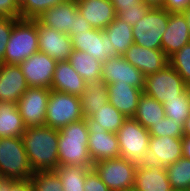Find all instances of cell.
I'll return each mask as SVG.
<instances>
[{
	"instance_id": "obj_30",
	"label": "cell",
	"mask_w": 190,
	"mask_h": 191,
	"mask_svg": "<svg viewBox=\"0 0 190 191\" xmlns=\"http://www.w3.org/2000/svg\"><path fill=\"white\" fill-rule=\"evenodd\" d=\"M92 166L62 165L54 171L62 182L63 191H84L85 177Z\"/></svg>"
},
{
	"instance_id": "obj_45",
	"label": "cell",
	"mask_w": 190,
	"mask_h": 191,
	"mask_svg": "<svg viewBox=\"0 0 190 191\" xmlns=\"http://www.w3.org/2000/svg\"><path fill=\"white\" fill-rule=\"evenodd\" d=\"M139 2H141V0H112L115 12H117L120 8L133 7L134 4Z\"/></svg>"
},
{
	"instance_id": "obj_35",
	"label": "cell",
	"mask_w": 190,
	"mask_h": 191,
	"mask_svg": "<svg viewBox=\"0 0 190 191\" xmlns=\"http://www.w3.org/2000/svg\"><path fill=\"white\" fill-rule=\"evenodd\" d=\"M169 64L190 87V42L169 57Z\"/></svg>"
},
{
	"instance_id": "obj_27",
	"label": "cell",
	"mask_w": 190,
	"mask_h": 191,
	"mask_svg": "<svg viewBox=\"0 0 190 191\" xmlns=\"http://www.w3.org/2000/svg\"><path fill=\"white\" fill-rule=\"evenodd\" d=\"M68 61L86 83L102 78V62L86 52L73 50Z\"/></svg>"
},
{
	"instance_id": "obj_44",
	"label": "cell",
	"mask_w": 190,
	"mask_h": 191,
	"mask_svg": "<svg viewBox=\"0 0 190 191\" xmlns=\"http://www.w3.org/2000/svg\"><path fill=\"white\" fill-rule=\"evenodd\" d=\"M6 191H34L31 180H15Z\"/></svg>"
},
{
	"instance_id": "obj_36",
	"label": "cell",
	"mask_w": 190,
	"mask_h": 191,
	"mask_svg": "<svg viewBox=\"0 0 190 191\" xmlns=\"http://www.w3.org/2000/svg\"><path fill=\"white\" fill-rule=\"evenodd\" d=\"M68 0H24L20 5L21 18L36 19L47 9Z\"/></svg>"
},
{
	"instance_id": "obj_39",
	"label": "cell",
	"mask_w": 190,
	"mask_h": 191,
	"mask_svg": "<svg viewBox=\"0 0 190 191\" xmlns=\"http://www.w3.org/2000/svg\"><path fill=\"white\" fill-rule=\"evenodd\" d=\"M14 24L15 18L0 17V63L3 62L6 46Z\"/></svg>"
},
{
	"instance_id": "obj_34",
	"label": "cell",
	"mask_w": 190,
	"mask_h": 191,
	"mask_svg": "<svg viewBox=\"0 0 190 191\" xmlns=\"http://www.w3.org/2000/svg\"><path fill=\"white\" fill-rule=\"evenodd\" d=\"M34 191H63L62 182L55 171H38L30 177Z\"/></svg>"
},
{
	"instance_id": "obj_1",
	"label": "cell",
	"mask_w": 190,
	"mask_h": 191,
	"mask_svg": "<svg viewBox=\"0 0 190 191\" xmlns=\"http://www.w3.org/2000/svg\"><path fill=\"white\" fill-rule=\"evenodd\" d=\"M21 137L33 173L54 171L59 166V130L46 125L31 126Z\"/></svg>"
},
{
	"instance_id": "obj_46",
	"label": "cell",
	"mask_w": 190,
	"mask_h": 191,
	"mask_svg": "<svg viewBox=\"0 0 190 191\" xmlns=\"http://www.w3.org/2000/svg\"><path fill=\"white\" fill-rule=\"evenodd\" d=\"M182 154L186 159H190V136L184 135L182 138Z\"/></svg>"
},
{
	"instance_id": "obj_37",
	"label": "cell",
	"mask_w": 190,
	"mask_h": 191,
	"mask_svg": "<svg viewBox=\"0 0 190 191\" xmlns=\"http://www.w3.org/2000/svg\"><path fill=\"white\" fill-rule=\"evenodd\" d=\"M150 136H169L173 138H183L184 129L180 122H176L174 119L164 117L162 121L157 124H152L148 129Z\"/></svg>"
},
{
	"instance_id": "obj_19",
	"label": "cell",
	"mask_w": 190,
	"mask_h": 191,
	"mask_svg": "<svg viewBox=\"0 0 190 191\" xmlns=\"http://www.w3.org/2000/svg\"><path fill=\"white\" fill-rule=\"evenodd\" d=\"M78 13L76 0H68L47 9L36 20L42 25L68 34L74 27L75 17Z\"/></svg>"
},
{
	"instance_id": "obj_23",
	"label": "cell",
	"mask_w": 190,
	"mask_h": 191,
	"mask_svg": "<svg viewBox=\"0 0 190 191\" xmlns=\"http://www.w3.org/2000/svg\"><path fill=\"white\" fill-rule=\"evenodd\" d=\"M106 85L109 103L127 118L133 117L137 111L138 101L143 94V90L126 83H111Z\"/></svg>"
},
{
	"instance_id": "obj_51",
	"label": "cell",
	"mask_w": 190,
	"mask_h": 191,
	"mask_svg": "<svg viewBox=\"0 0 190 191\" xmlns=\"http://www.w3.org/2000/svg\"><path fill=\"white\" fill-rule=\"evenodd\" d=\"M15 1L18 3L19 6L24 2V0H15Z\"/></svg>"
},
{
	"instance_id": "obj_24",
	"label": "cell",
	"mask_w": 190,
	"mask_h": 191,
	"mask_svg": "<svg viewBox=\"0 0 190 191\" xmlns=\"http://www.w3.org/2000/svg\"><path fill=\"white\" fill-rule=\"evenodd\" d=\"M85 83L69 61L57 62L50 89L80 96L84 92Z\"/></svg>"
},
{
	"instance_id": "obj_41",
	"label": "cell",
	"mask_w": 190,
	"mask_h": 191,
	"mask_svg": "<svg viewBox=\"0 0 190 191\" xmlns=\"http://www.w3.org/2000/svg\"><path fill=\"white\" fill-rule=\"evenodd\" d=\"M0 17L21 18L20 6L15 0H0Z\"/></svg>"
},
{
	"instance_id": "obj_42",
	"label": "cell",
	"mask_w": 190,
	"mask_h": 191,
	"mask_svg": "<svg viewBox=\"0 0 190 191\" xmlns=\"http://www.w3.org/2000/svg\"><path fill=\"white\" fill-rule=\"evenodd\" d=\"M163 9L169 13H184L190 9V0H164Z\"/></svg>"
},
{
	"instance_id": "obj_21",
	"label": "cell",
	"mask_w": 190,
	"mask_h": 191,
	"mask_svg": "<svg viewBox=\"0 0 190 191\" xmlns=\"http://www.w3.org/2000/svg\"><path fill=\"white\" fill-rule=\"evenodd\" d=\"M27 89L19 65L0 63V102L17 103Z\"/></svg>"
},
{
	"instance_id": "obj_49",
	"label": "cell",
	"mask_w": 190,
	"mask_h": 191,
	"mask_svg": "<svg viewBox=\"0 0 190 191\" xmlns=\"http://www.w3.org/2000/svg\"><path fill=\"white\" fill-rule=\"evenodd\" d=\"M183 129L184 135L190 136V116L186 119Z\"/></svg>"
},
{
	"instance_id": "obj_38",
	"label": "cell",
	"mask_w": 190,
	"mask_h": 191,
	"mask_svg": "<svg viewBox=\"0 0 190 191\" xmlns=\"http://www.w3.org/2000/svg\"><path fill=\"white\" fill-rule=\"evenodd\" d=\"M151 7L145 5L142 1L133 5L130 8H120L116 15L127 24L134 26L137 21L144 18Z\"/></svg>"
},
{
	"instance_id": "obj_10",
	"label": "cell",
	"mask_w": 190,
	"mask_h": 191,
	"mask_svg": "<svg viewBox=\"0 0 190 191\" xmlns=\"http://www.w3.org/2000/svg\"><path fill=\"white\" fill-rule=\"evenodd\" d=\"M85 120L89 131L88 151L93 163L119 158L120 148L116 134L104 130V127L92 117H87Z\"/></svg>"
},
{
	"instance_id": "obj_7",
	"label": "cell",
	"mask_w": 190,
	"mask_h": 191,
	"mask_svg": "<svg viewBox=\"0 0 190 191\" xmlns=\"http://www.w3.org/2000/svg\"><path fill=\"white\" fill-rule=\"evenodd\" d=\"M169 12L151 7L144 18L132 26L134 43L148 49H162V36L169 22Z\"/></svg>"
},
{
	"instance_id": "obj_26",
	"label": "cell",
	"mask_w": 190,
	"mask_h": 191,
	"mask_svg": "<svg viewBox=\"0 0 190 191\" xmlns=\"http://www.w3.org/2000/svg\"><path fill=\"white\" fill-rule=\"evenodd\" d=\"M25 130L17 103L0 102V138L18 137Z\"/></svg>"
},
{
	"instance_id": "obj_28",
	"label": "cell",
	"mask_w": 190,
	"mask_h": 191,
	"mask_svg": "<svg viewBox=\"0 0 190 191\" xmlns=\"http://www.w3.org/2000/svg\"><path fill=\"white\" fill-rule=\"evenodd\" d=\"M103 31L111 40L114 51L118 56H122L134 43L132 26L118 17H116Z\"/></svg>"
},
{
	"instance_id": "obj_13",
	"label": "cell",
	"mask_w": 190,
	"mask_h": 191,
	"mask_svg": "<svg viewBox=\"0 0 190 191\" xmlns=\"http://www.w3.org/2000/svg\"><path fill=\"white\" fill-rule=\"evenodd\" d=\"M39 51L57 62L68 61L73 49L71 37L36 20Z\"/></svg>"
},
{
	"instance_id": "obj_20",
	"label": "cell",
	"mask_w": 190,
	"mask_h": 191,
	"mask_svg": "<svg viewBox=\"0 0 190 191\" xmlns=\"http://www.w3.org/2000/svg\"><path fill=\"white\" fill-rule=\"evenodd\" d=\"M161 42L162 50L168 57L190 42V29L184 13L169 14V22Z\"/></svg>"
},
{
	"instance_id": "obj_25",
	"label": "cell",
	"mask_w": 190,
	"mask_h": 191,
	"mask_svg": "<svg viewBox=\"0 0 190 191\" xmlns=\"http://www.w3.org/2000/svg\"><path fill=\"white\" fill-rule=\"evenodd\" d=\"M79 97L83 117H91L100 107L109 102L107 85L102 78L87 82L83 94Z\"/></svg>"
},
{
	"instance_id": "obj_5",
	"label": "cell",
	"mask_w": 190,
	"mask_h": 191,
	"mask_svg": "<svg viewBox=\"0 0 190 191\" xmlns=\"http://www.w3.org/2000/svg\"><path fill=\"white\" fill-rule=\"evenodd\" d=\"M33 174L22 137L0 138V176L26 180Z\"/></svg>"
},
{
	"instance_id": "obj_15",
	"label": "cell",
	"mask_w": 190,
	"mask_h": 191,
	"mask_svg": "<svg viewBox=\"0 0 190 191\" xmlns=\"http://www.w3.org/2000/svg\"><path fill=\"white\" fill-rule=\"evenodd\" d=\"M102 79L105 84L123 83L144 89L145 75L123 56H113L102 63Z\"/></svg>"
},
{
	"instance_id": "obj_47",
	"label": "cell",
	"mask_w": 190,
	"mask_h": 191,
	"mask_svg": "<svg viewBox=\"0 0 190 191\" xmlns=\"http://www.w3.org/2000/svg\"><path fill=\"white\" fill-rule=\"evenodd\" d=\"M145 5L153 8H163L164 0H141Z\"/></svg>"
},
{
	"instance_id": "obj_3",
	"label": "cell",
	"mask_w": 190,
	"mask_h": 191,
	"mask_svg": "<svg viewBox=\"0 0 190 191\" xmlns=\"http://www.w3.org/2000/svg\"><path fill=\"white\" fill-rule=\"evenodd\" d=\"M38 51L36 19L15 18L2 64L19 65Z\"/></svg>"
},
{
	"instance_id": "obj_2",
	"label": "cell",
	"mask_w": 190,
	"mask_h": 191,
	"mask_svg": "<svg viewBox=\"0 0 190 191\" xmlns=\"http://www.w3.org/2000/svg\"><path fill=\"white\" fill-rule=\"evenodd\" d=\"M89 131L85 118L59 129L58 158L59 166H92L88 151Z\"/></svg>"
},
{
	"instance_id": "obj_31",
	"label": "cell",
	"mask_w": 190,
	"mask_h": 191,
	"mask_svg": "<svg viewBox=\"0 0 190 191\" xmlns=\"http://www.w3.org/2000/svg\"><path fill=\"white\" fill-rule=\"evenodd\" d=\"M165 169L174 191H188L190 187V159L181 157Z\"/></svg>"
},
{
	"instance_id": "obj_8",
	"label": "cell",
	"mask_w": 190,
	"mask_h": 191,
	"mask_svg": "<svg viewBox=\"0 0 190 191\" xmlns=\"http://www.w3.org/2000/svg\"><path fill=\"white\" fill-rule=\"evenodd\" d=\"M138 164L124 158L105 159L93 169L111 191H132Z\"/></svg>"
},
{
	"instance_id": "obj_50",
	"label": "cell",
	"mask_w": 190,
	"mask_h": 191,
	"mask_svg": "<svg viewBox=\"0 0 190 191\" xmlns=\"http://www.w3.org/2000/svg\"><path fill=\"white\" fill-rule=\"evenodd\" d=\"M185 16L187 17V21H188V26H189V29H190V9L189 10H186L184 12Z\"/></svg>"
},
{
	"instance_id": "obj_22",
	"label": "cell",
	"mask_w": 190,
	"mask_h": 191,
	"mask_svg": "<svg viewBox=\"0 0 190 191\" xmlns=\"http://www.w3.org/2000/svg\"><path fill=\"white\" fill-rule=\"evenodd\" d=\"M79 13L95 29L104 30L116 17L112 0H76Z\"/></svg>"
},
{
	"instance_id": "obj_29",
	"label": "cell",
	"mask_w": 190,
	"mask_h": 191,
	"mask_svg": "<svg viewBox=\"0 0 190 191\" xmlns=\"http://www.w3.org/2000/svg\"><path fill=\"white\" fill-rule=\"evenodd\" d=\"M165 116L163 104L143 93L139 98L137 111L133 118L144 128L149 129L152 124L162 121Z\"/></svg>"
},
{
	"instance_id": "obj_14",
	"label": "cell",
	"mask_w": 190,
	"mask_h": 191,
	"mask_svg": "<svg viewBox=\"0 0 190 191\" xmlns=\"http://www.w3.org/2000/svg\"><path fill=\"white\" fill-rule=\"evenodd\" d=\"M71 41L74 50L86 52L102 63L110 57L118 56L111 40L101 29L92 28L88 31L77 32L71 37Z\"/></svg>"
},
{
	"instance_id": "obj_43",
	"label": "cell",
	"mask_w": 190,
	"mask_h": 191,
	"mask_svg": "<svg viewBox=\"0 0 190 191\" xmlns=\"http://www.w3.org/2000/svg\"><path fill=\"white\" fill-rule=\"evenodd\" d=\"M92 28L93 27L87 22V20L80 13H78L75 17L74 27L70 30L68 35L72 37L73 35H76L77 32L88 31Z\"/></svg>"
},
{
	"instance_id": "obj_40",
	"label": "cell",
	"mask_w": 190,
	"mask_h": 191,
	"mask_svg": "<svg viewBox=\"0 0 190 191\" xmlns=\"http://www.w3.org/2000/svg\"><path fill=\"white\" fill-rule=\"evenodd\" d=\"M84 191H111L92 168L85 177Z\"/></svg>"
},
{
	"instance_id": "obj_18",
	"label": "cell",
	"mask_w": 190,
	"mask_h": 191,
	"mask_svg": "<svg viewBox=\"0 0 190 191\" xmlns=\"http://www.w3.org/2000/svg\"><path fill=\"white\" fill-rule=\"evenodd\" d=\"M132 191H174L166 169L158 164H138Z\"/></svg>"
},
{
	"instance_id": "obj_9",
	"label": "cell",
	"mask_w": 190,
	"mask_h": 191,
	"mask_svg": "<svg viewBox=\"0 0 190 191\" xmlns=\"http://www.w3.org/2000/svg\"><path fill=\"white\" fill-rule=\"evenodd\" d=\"M187 88L182 77L168 64L158 72L145 76L143 93L163 104L178 98Z\"/></svg>"
},
{
	"instance_id": "obj_16",
	"label": "cell",
	"mask_w": 190,
	"mask_h": 191,
	"mask_svg": "<svg viewBox=\"0 0 190 191\" xmlns=\"http://www.w3.org/2000/svg\"><path fill=\"white\" fill-rule=\"evenodd\" d=\"M122 56L145 76L156 73L169 64V57L162 49H148L135 43Z\"/></svg>"
},
{
	"instance_id": "obj_32",
	"label": "cell",
	"mask_w": 190,
	"mask_h": 191,
	"mask_svg": "<svg viewBox=\"0 0 190 191\" xmlns=\"http://www.w3.org/2000/svg\"><path fill=\"white\" fill-rule=\"evenodd\" d=\"M166 117L180 122L183 126L190 116V87H188L178 98L169 99L163 103Z\"/></svg>"
},
{
	"instance_id": "obj_6",
	"label": "cell",
	"mask_w": 190,
	"mask_h": 191,
	"mask_svg": "<svg viewBox=\"0 0 190 191\" xmlns=\"http://www.w3.org/2000/svg\"><path fill=\"white\" fill-rule=\"evenodd\" d=\"M83 118L79 96L50 91L46 108V126L59 130Z\"/></svg>"
},
{
	"instance_id": "obj_12",
	"label": "cell",
	"mask_w": 190,
	"mask_h": 191,
	"mask_svg": "<svg viewBox=\"0 0 190 191\" xmlns=\"http://www.w3.org/2000/svg\"><path fill=\"white\" fill-rule=\"evenodd\" d=\"M57 61L40 51L19 64L28 87L51 88Z\"/></svg>"
},
{
	"instance_id": "obj_48",
	"label": "cell",
	"mask_w": 190,
	"mask_h": 191,
	"mask_svg": "<svg viewBox=\"0 0 190 191\" xmlns=\"http://www.w3.org/2000/svg\"><path fill=\"white\" fill-rule=\"evenodd\" d=\"M15 181V179L3 178L0 176V191H6V189Z\"/></svg>"
},
{
	"instance_id": "obj_11",
	"label": "cell",
	"mask_w": 190,
	"mask_h": 191,
	"mask_svg": "<svg viewBox=\"0 0 190 191\" xmlns=\"http://www.w3.org/2000/svg\"><path fill=\"white\" fill-rule=\"evenodd\" d=\"M50 91L49 88L28 87L20 97L17 106L26 127L45 125Z\"/></svg>"
},
{
	"instance_id": "obj_17",
	"label": "cell",
	"mask_w": 190,
	"mask_h": 191,
	"mask_svg": "<svg viewBox=\"0 0 190 191\" xmlns=\"http://www.w3.org/2000/svg\"><path fill=\"white\" fill-rule=\"evenodd\" d=\"M183 157L182 138L151 136L148 145L147 162L166 168Z\"/></svg>"
},
{
	"instance_id": "obj_4",
	"label": "cell",
	"mask_w": 190,
	"mask_h": 191,
	"mask_svg": "<svg viewBox=\"0 0 190 191\" xmlns=\"http://www.w3.org/2000/svg\"><path fill=\"white\" fill-rule=\"evenodd\" d=\"M120 148V158L127 159L136 164L147 163L150 134L133 117L123 121L116 133Z\"/></svg>"
},
{
	"instance_id": "obj_33",
	"label": "cell",
	"mask_w": 190,
	"mask_h": 191,
	"mask_svg": "<svg viewBox=\"0 0 190 191\" xmlns=\"http://www.w3.org/2000/svg\"><path fill=\"white\" fill-rule=\"evenodd\" d=\"M91 117L104 127V130L115 134L127 118L109 102L100 107Z\"/></svg>"
}]
</instances>
